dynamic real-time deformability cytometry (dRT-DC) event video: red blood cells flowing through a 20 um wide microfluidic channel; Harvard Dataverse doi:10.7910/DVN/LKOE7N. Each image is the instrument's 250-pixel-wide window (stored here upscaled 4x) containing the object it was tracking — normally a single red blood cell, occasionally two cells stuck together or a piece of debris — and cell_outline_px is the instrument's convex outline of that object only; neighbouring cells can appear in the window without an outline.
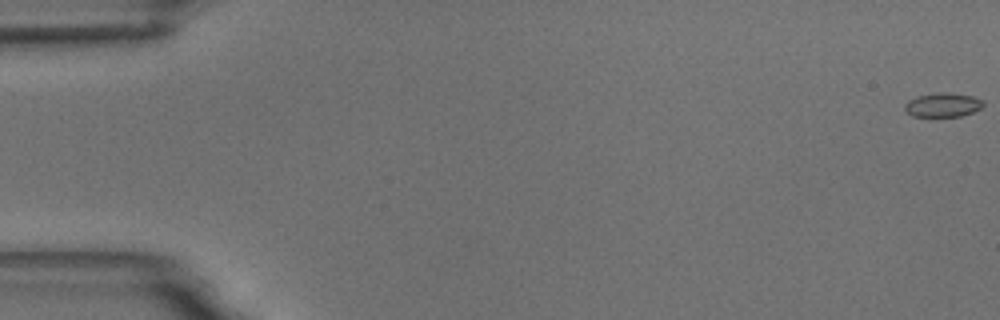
{"species": "common noctule bat (a hibernating species)", "species_latin": "Nyctalus noctula", "temperature_condition": "room temperature", "stored_images_in_passage": 57, "segment_of_instrument_passage": [1, 2], "camera_frame_rate_fps": 3000, "um_per_image_px": 0.085, "animal": {"sex": "male", "body_mass_g": 18.8}, "frame": {"image": 1, "passage_image": 1, "time_ms": 0.0, "image_size_px": [1000, 320], "cell_outline_px": [[984, 104], [980, 108], [972, 112], [960, 116], [912, 116], [904, 108], [904, 104], [908, 100], [916, 96], [936, 92], [944, 92], [972, 96], [984, 100]], "centroid_in_image_um": [80.12, 8.9], "position_along_channel_um": 4.9, "area_um2": 10.98}}
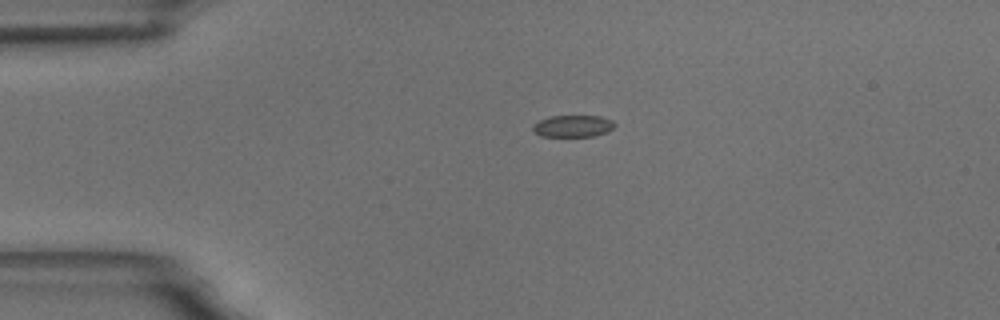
{"frame": {"image": 2, "passage_image": 14, "time_ms": 4.333, "image_size_px": [1000, 320], "cell_outline_px": [[616, 124], [608, 132], [596, 136], [540, 136], [532, 128], [532, 124], [548, 116], [600, 116], [612, 120]], "centroid_in_image_um": [48.71, 10.71], "position_along_channel_um": 36.3, "area_um2": 10.46}}
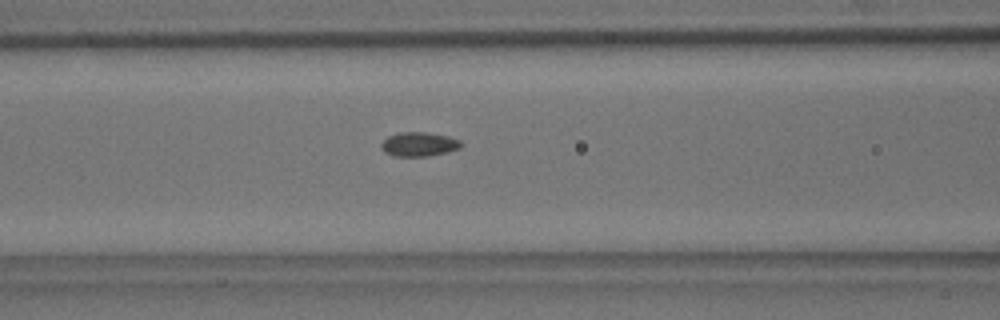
{"frame": {"image": 3, "passage_image": 25, "time_ms": 8.0, "image_size_px": [1000, 320], "cell_outline_px": [[464, 144], [460, 148], [448, 152], [428, 156], [396, 156], [384, 152], [380, 148], [380, 144], [388, 136], [400, 132], [428, 132], [448, 136], [460, 140]], "centroid_in_image_um": [35.63, 12.25], "position_along_channel_um": 131.0, "area_um2": 11.39}}